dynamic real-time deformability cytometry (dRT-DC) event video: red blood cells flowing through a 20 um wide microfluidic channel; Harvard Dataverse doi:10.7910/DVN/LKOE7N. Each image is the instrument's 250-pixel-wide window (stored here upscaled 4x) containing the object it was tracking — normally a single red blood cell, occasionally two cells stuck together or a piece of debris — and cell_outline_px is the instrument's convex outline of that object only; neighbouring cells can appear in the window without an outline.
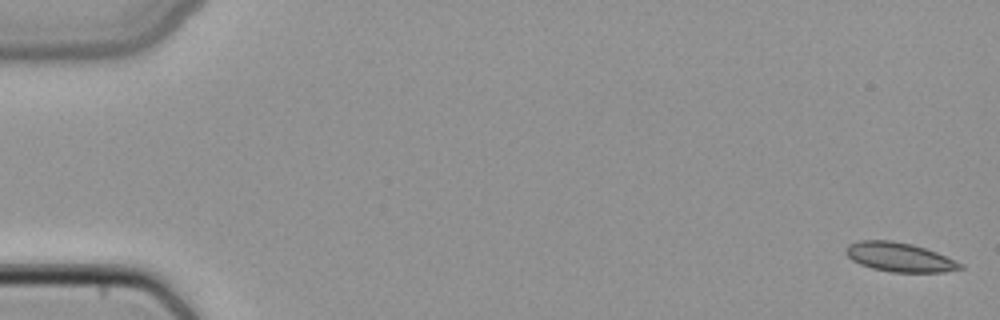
{"species": "common noctule bat (a hibernating species)", "species_latin": "Nyctalus noctula", "temperature_condition": "cold", "stored_images_in_passage": 50, "camera_frame_rate_fps": 3000, "um_per_image_px": 0.085, "animal": {"sex": "female", "body_mass_g": 22.7, "forearm_length_mm": 54.2}, "frame": {"image": 1, "passage_image": 1, "time_ms": 0.0, "image_size_px": [1000, 320], "cell_outline_px": [[964, 268], [944, 272], [892, 272], [872, 268], [860, 264], [852, 260], [844, 252], [844, 248], [848, 244], [856, 240], [892, 240], [912, 244], [936, 252], [964, 264]], "centroid_in_image_um": [76.42, 21.85], "position_along_channel_um": 8.6, "area_um2": 19.54}}
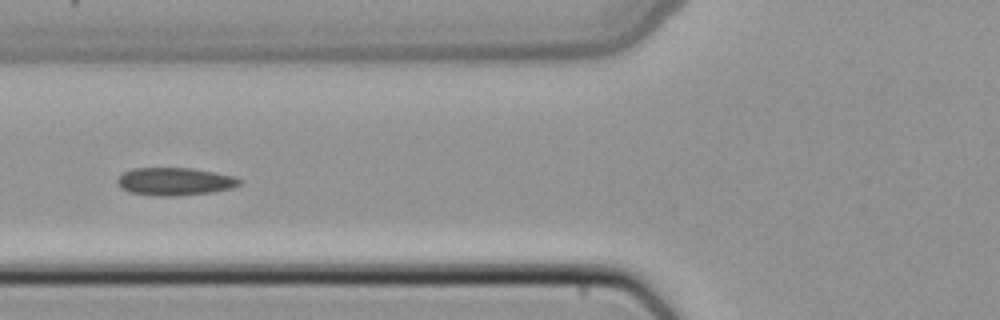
{"frame": {"image": 2, "passage_image": 20, "time_ms": 6.333, "image_size_px": [1000, 320], "cell_outline_px": [[244, 180], [240, 184], [232, 188], [212, 192], [172, 196], [160, 196], [132, 192], [120, 188], [116, 184], [116, 180], [124, 172], [132, 168], [192, 168], [216, 172], [232, 176]], "centroid_in_image_um": [14.87, 15.42], "position_along_channel_um": 110.9, "area_um2": 19.77}}
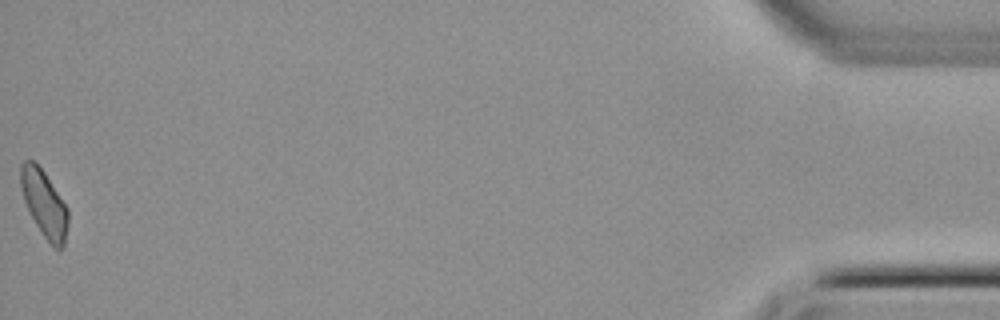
{"frame": {"image": 3, "passage_image": 50, "time_ms": 16.333, "image_size_px": [1000, 320], "cell_outline_px": [[68, 224], [64, 244], [60, 248], [52, 248], [36, 224], [24, 200], [20, 184], [20, 164], [24, 160], [32, 160], [44, 172], [68, 208]], "centroid_in_image_um": [3.76, 17.31], "position_along_channel_um": 431.4, "area_um2": 18.15}}